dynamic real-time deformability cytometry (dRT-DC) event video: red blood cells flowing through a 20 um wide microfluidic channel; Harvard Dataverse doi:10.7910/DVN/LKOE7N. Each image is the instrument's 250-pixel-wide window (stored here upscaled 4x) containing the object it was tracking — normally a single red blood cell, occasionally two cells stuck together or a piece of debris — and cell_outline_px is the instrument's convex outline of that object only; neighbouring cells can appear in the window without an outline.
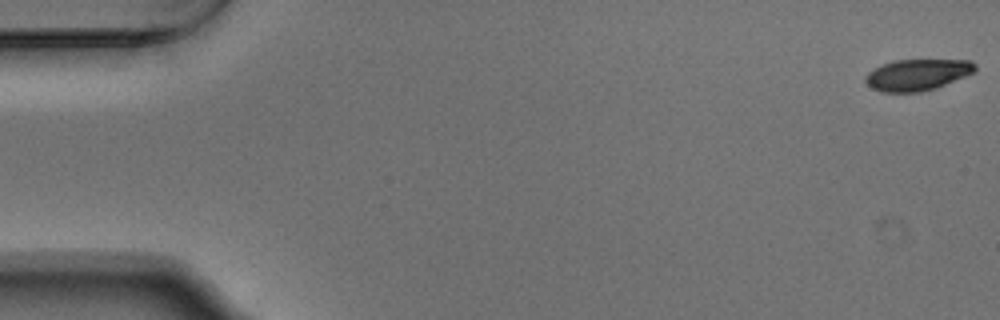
{"species": "Egyptian fruit bat (a non-hibernating species)", "species_latin": "Rousettus aegyptiacus", "temperature_condition": "warm", "stored_images_in_passage": 54, "camera_frame_rate_fps": 3000, "um_per_image_px": 0.085, "animal": {"sex": "male"}, "frame": {"image": 1, "passage_image": 1, "time_ms": 0.0, "image_size_px": [1000, 320], "cell_outline_px": [[976, 72], [936, 88], [920, 92], [880, 92], [872, 88], [864, 80], [864, 76], [868, 72], [892, 60], [972, 60], [976, 64]], "centroid_in_image_um": [77.99, 6.35], "position_along_channel_um": 7.0, "area_um2": 20.11}}
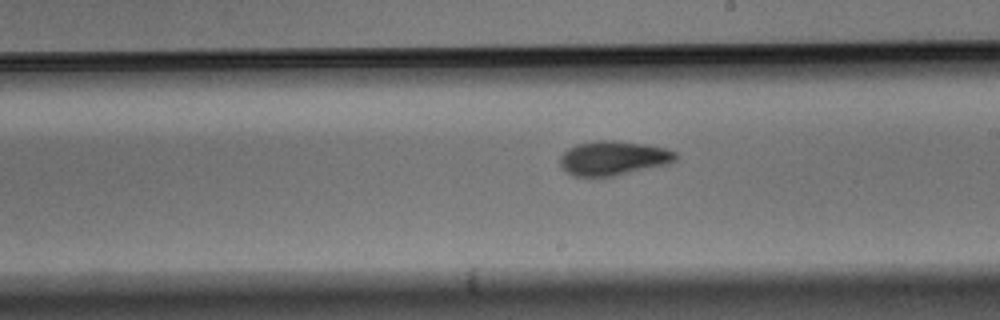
{"frame": {"image": 2, "passage_image": 31, "time_ms": 10.0, "image_size_px": [1000, 320], "cell_outline_px": [[680, 156], [676, 160], [668, 164], [612, 176], [592, 180], [572, 176], [560, 164], [560, 156], [568, 148], [576, 144], [596, 140], [612, 140], [644, 144], [664, 148], [676, 152]], "centroid_in_image_um": [52.1, 13.47], "position_along_channel_um": 236.9, "area_um2": 23.58}}
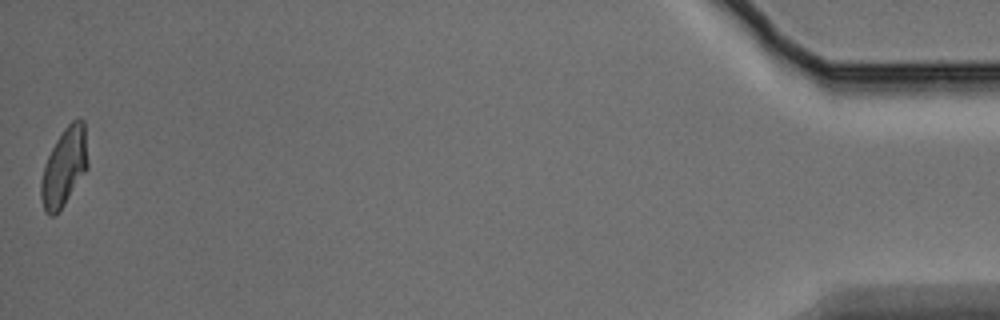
{"frame": {"image": 3, "passage_image": 54, "time_ms": 17.667, "image_size_px": [1000, 320], "cell_outline_px": [[88, 168], [64, 204], [52, 216], [48, 216], [44, 212], [40, 196], [40, 184], [44, 164], [56, 140], [64, 128], [72, 120], [84, 120], [88, 160]], "centroid_in_image_um": [5.45, 14.2], "position_along_channel_um": 429.8, "area_um2": 21.21}, "authors_computed_cell_mechanics": {"area_um2": 21.9062, "velocity_mm_per_s": 3.7529, "shape_relaxation_time_tau1_ms": 3.7095, "shape_relaxation_time_tau2_ms": 2.3713, "deformation_change_tau1": 0.1521, "deformation_change_tau2": 0.0642}}